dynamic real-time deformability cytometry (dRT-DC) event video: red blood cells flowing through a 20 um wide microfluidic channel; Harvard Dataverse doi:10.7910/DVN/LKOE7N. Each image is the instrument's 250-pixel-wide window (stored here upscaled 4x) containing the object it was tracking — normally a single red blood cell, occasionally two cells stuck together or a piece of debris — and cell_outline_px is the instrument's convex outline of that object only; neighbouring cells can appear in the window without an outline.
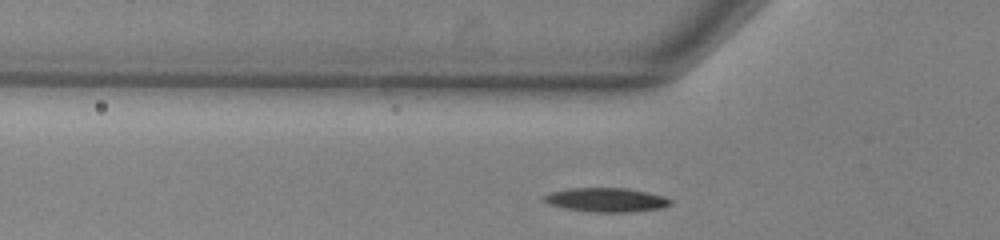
{"species": "common noctule bat (a hibernating species)", "species_latin": "Nyctalus noctula", "temperature_condition": "warm", "stored_images_in_passage": 33, "camera_frame_rate_fps": 3000, "um_per_image_px": 0.085, "animal": {"sex": "male", "body_mass_g": 13.0, "forearm_length_mm": 53.1}, "frame": {"image": 1, "passage_image": 6, "time_ms": 1.667, "image_size_px": [1000, 240], "cell_outline_px": [[672, 204], [660, 208], [632, 212], [596, 212], [564, 208], [548, 204], [540, 200], [540, 196], [548, 192], [568, 188], [628, 188], [648, 192], [664, 196], [672, 200]], "centroid_in_image_um": [51.47, 16.98], "position_along_channel_um": 74.3, "area_um2": 18.03}}
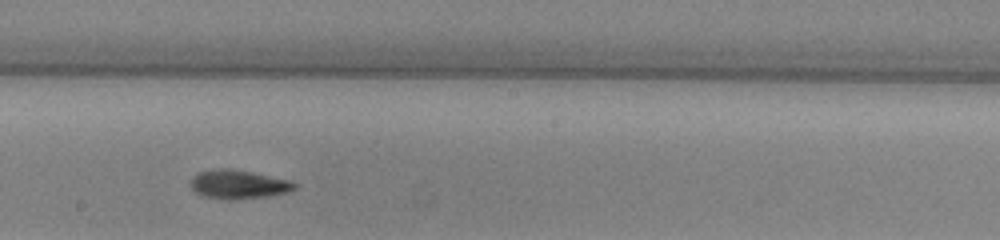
{"frame": {"image": 2, "passage_image": 18, "time_ms": 5.667, "image_size_px": [1000, 240], "cell_outline_px": [[296, 188], [288, 192], [268, 196], [236, 200], [228, 200], [204, 196], [196, 192], [188, 184], [188, 180], [196, 172], [212, 168], [228, 168], [252, 172], [292, 180], [296, 184]], "centroid_in_image_um": [20.22, 15.66], "position_along_channel_um": 228.0, "area_um2": 17.92}}
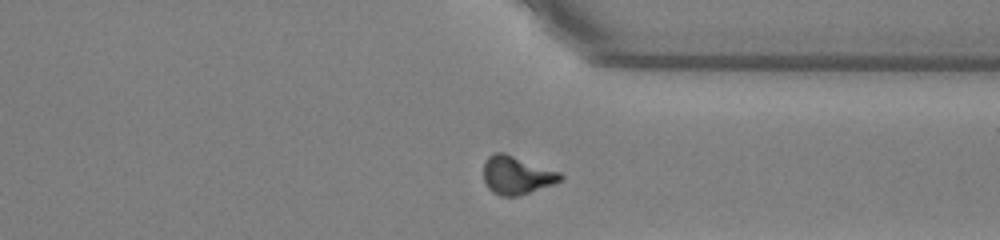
{"frame": {"image": 3, "passage_image": 29, "time_ms": 9.333, "image_size_px": [1000, 240], "cell_outline_px": [[564, 176], [560, 180], [552, 184], [516, 196], [500, 196], [492, 192], [488, 188], [484, 180], [484, 164], [488, 156], [492, 152], [504, 152], [560, 172]], "centroid_in_image_um": [43.88, 14.87], "position_along_channel_um": 367.5, "area_um2": 16.94}, "authors_computed_cell_mechanics": {"area_um2": 16.9354, "velocity_mm_per_s": 3.8365, "shape_relaxation_time_tau1_ms": 4.2859, "shape_relaxation_time_tau2_ms": 5.4924, "deformation_change_tau1": 0.1537, "deformation_change_tau2": 0.139}}